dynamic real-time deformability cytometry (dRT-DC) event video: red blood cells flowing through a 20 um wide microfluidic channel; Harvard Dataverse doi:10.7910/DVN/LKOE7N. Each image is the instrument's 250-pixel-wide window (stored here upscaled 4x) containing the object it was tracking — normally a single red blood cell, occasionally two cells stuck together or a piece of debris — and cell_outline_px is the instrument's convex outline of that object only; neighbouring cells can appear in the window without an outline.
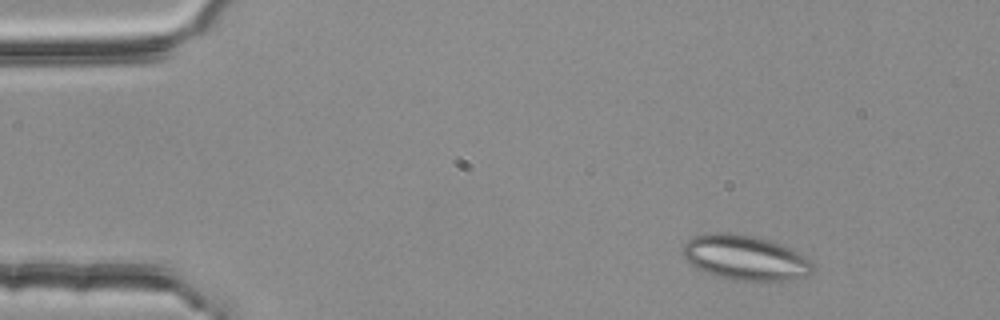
{"species": "common noctule bat (a hibernating species)", "species_latin": "Nyctalus noctula", "temperature_condition": "room temperature", "stored_images_in_passage": 3, "camera_frame_rate_fps": 3000, "um_per_image_px": 0.085, "animal": {"sex": "female", "body_mass_g": 25.1}, "frame": {"image": 1, "passage_image": 1, "time_ms": 0.0, "image_size_px": [1000, 320], "cell_outline_px": [[812, 272], [808, 276], [768, 284], [732, 280], [716, 276], [704, 272], [696, 268], [680, 252], [684, 244], [692, 236], [712, 232], [736, 232], [772, 240], [784, 244], [808, 256], [812, 264]], "centroid_in_image_um": [63.39, 21.92], "position_along_channel_um": 21.6, "area_um2": 35.43}}